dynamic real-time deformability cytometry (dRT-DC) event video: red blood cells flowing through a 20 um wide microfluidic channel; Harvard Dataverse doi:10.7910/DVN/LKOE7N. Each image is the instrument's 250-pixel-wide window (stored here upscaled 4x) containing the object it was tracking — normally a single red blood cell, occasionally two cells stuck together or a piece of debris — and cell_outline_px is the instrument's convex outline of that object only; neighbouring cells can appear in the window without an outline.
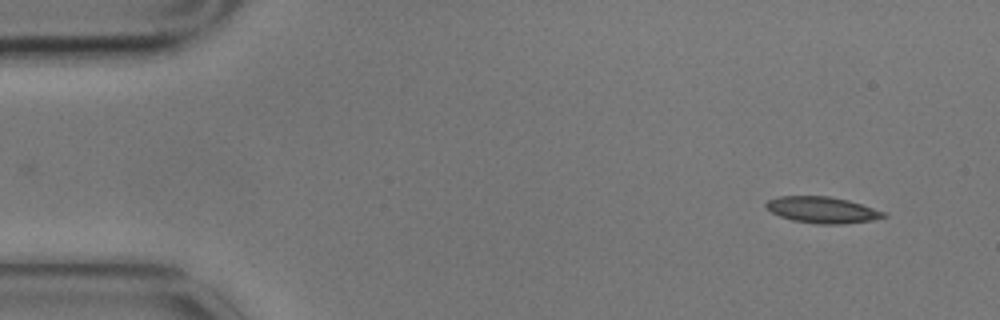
{"species": "common noctule bat (a hibernating species)", "species_latin": "Nyctalus noctula", "temperature_condition": "cold", "stored_images_in_passage": 10, "camera_frame_rate_fps": 3000, "um_per_image_px": 0.085, "animal": {"sex": "male", "body_mass_g": 17.9}, "frame": {"image": 1, "passage_image": 1, "time_ms": 0.0, "image_size_px": [1000, 320], "cell_outline_px": [[888, 216], [872, 220], [840, 224], [816, 224], [792, 220], [780, 216], [772, 212], [764, 204], [768, 200], [780, 196], [828, 196], [848, 200], [884, 212]], "centroid_in_image_um": [69.87, 17.84], "position_along_channel_um": 15.1, "area_um2": 17.8}}
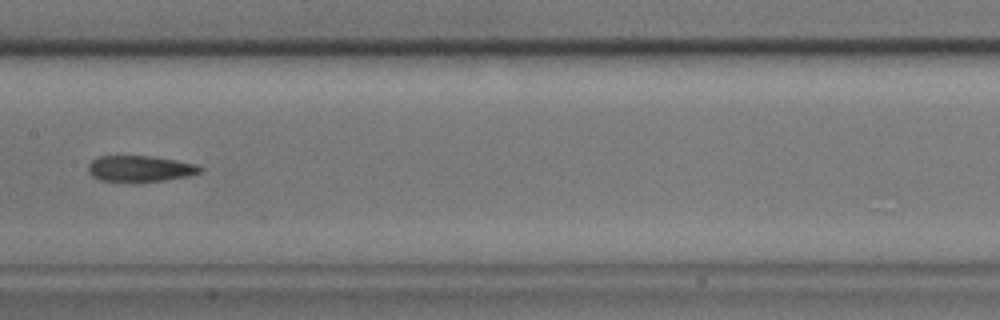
{"frame": {"image": 2, "passage_image": 7, "time_ms": 2.0, "image_size_px": [1000, 320], "cell_outline_px": [[204, 168], [200, 172], [188, 176], [140, 184], [100, 180], [92, 176], [88, 172], [88, 164], [92, 160], [100, 156], [152, 156], [176, 160], [196, 164]], "centroid_in_image_um": [11.89, 14.36], "position_along_channel_um": 195.5, "area_um2": 17.51}}
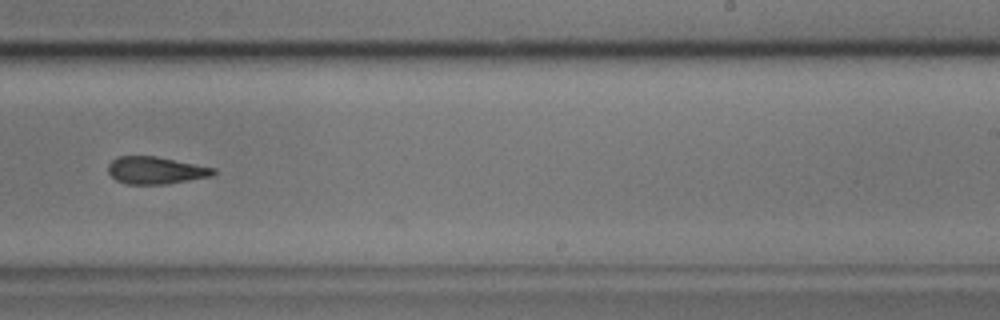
{"frame": {"image": 3, "passage_image": 9, "time_ms": 2.667, "image_size_px": [1000, 320], "cell_outline_px": [[216, 172], [212, 176], [164, 184], [128, 184], [116, 180], [108, 172], [108, 164], [116, 156], [156, 156], [216, 168]], "centroid_in_image_um": [13.22, 14.47], "position_along_channel_um": 275.8, "area_um2": 16.7}}